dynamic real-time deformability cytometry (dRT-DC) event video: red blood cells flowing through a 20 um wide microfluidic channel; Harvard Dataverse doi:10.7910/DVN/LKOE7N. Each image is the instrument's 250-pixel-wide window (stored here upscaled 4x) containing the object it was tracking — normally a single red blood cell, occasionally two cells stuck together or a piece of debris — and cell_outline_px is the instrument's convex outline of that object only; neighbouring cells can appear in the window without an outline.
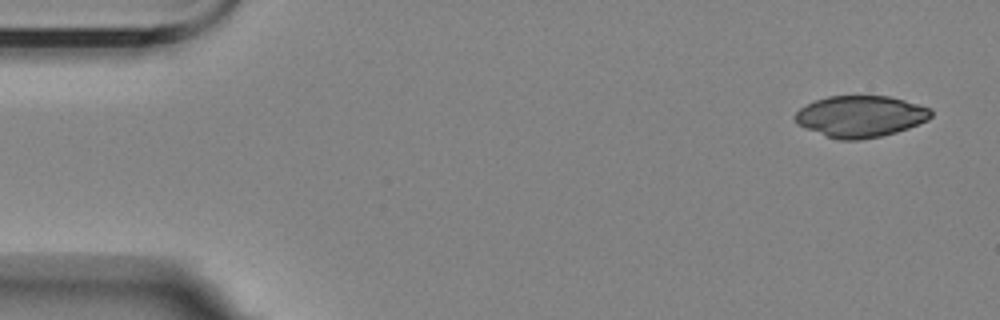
{"species": "Egyptian fruit bat (a non-hibernating species)", "species_latin": "Rousettus aegyptiacus", "temperature_condition": "room temperature", "stored_images_in_passage": 4, "camera_frame_rate_fps": 3000, "um_per_image_px": 0.085, "animal": {"sex": "female"}, "frame": {"image": 1, "passage_image": 1, "time_ms": 0.0, "image_size_px": [1000, 320], "cell_outline_px": [[932, 116], [928, 120], [908, 128], [896, 132], [880, 136], [860, 140], [840, 140], [828, 136], [808, 128], [800, 124], [796, 120], [796, 112], [800, 108], [816, 100], [828, 96], [888, 96], [904, 100], [932, 108]], "centroid_in_image_um": [73.2, 9.88], "position_along_channel_um": 11.8, "area_um2": 32.43}}